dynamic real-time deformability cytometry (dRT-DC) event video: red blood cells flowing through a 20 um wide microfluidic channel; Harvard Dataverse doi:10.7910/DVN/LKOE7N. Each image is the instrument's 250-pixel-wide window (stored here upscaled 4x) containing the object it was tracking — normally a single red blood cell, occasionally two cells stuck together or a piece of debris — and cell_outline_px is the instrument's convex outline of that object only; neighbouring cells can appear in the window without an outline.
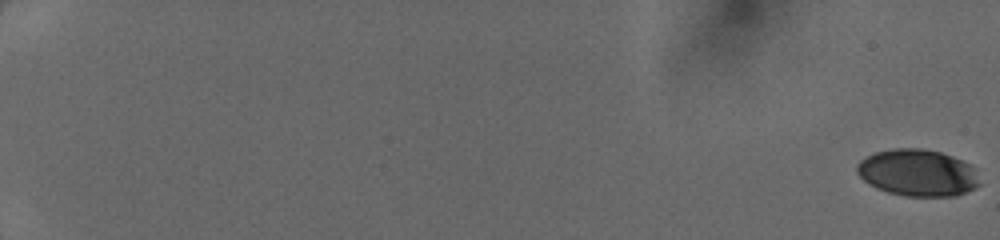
{"species": "human", "species_latin": "Homo sapiens", "temperature_condition": "cold", "stored_images_in_passage": 51, "camera_frame_rate_fps": 3000, "um_per_image_px": 0.085, "donor": {"sex": "female"}, "frame": {"image": 1, "passage_image": 1, "time_ms": 0.0, "image_size_px": [1000, 240], "cell_outline_px": [[980, 184], [976, 188], [956, 196], [904, 196], [888, 192], [876, 188], [868, 184], [856, 172], [856, 164], [860, 160], [876, 152], [892, 148], [920, 148], [940, 152], [952, 156], [976, 168]], "centroid_in_image_um": [78.0, 14.69], "position_along_channel_um": 7.0, "area_um2": 33.64}}
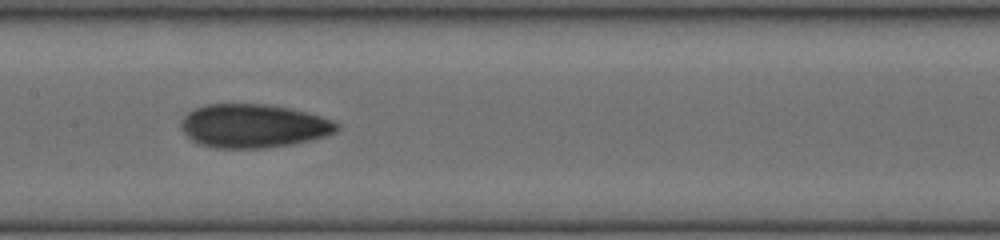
{"frame": {"image": 2, "passage_image": 30, "time_ms": 9.667, "image_size_px": [1000, 240], "cell_outline_px": [[340, 128], [336, 132], [324, 136], [292, 144], [264, 148], [216, 148], [200, 144], [192, 140], [180, 128], [180, 124], [184, 116], [188, 112], [196, 108], [208, 104], [264, 104], [288, 108], [320, 116], [332, 120], [340, 124]], "centroid_in_image_um": [21.53, 10.71], "position_along_channel_um": 185.9, "area_um2": 39.36}}
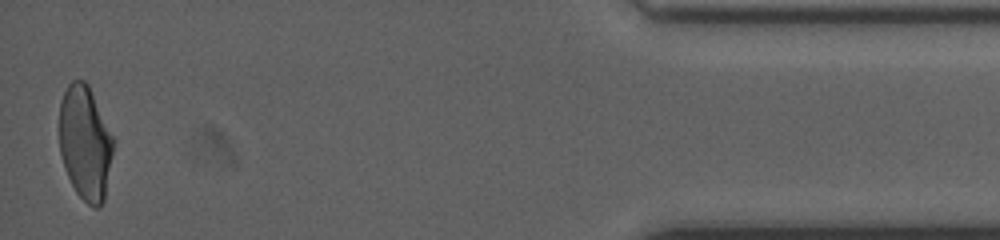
{"frame": {"image": 3, "passage_image": 51, "time_ms": 16.667, "image_size_px": [1000, 240], "cell_outline_px": [[112, 152], [104, 200], [100, 208], [92, 208], [76, 192], [68, 176], [60, 152], [60, 100], [68, 84], [72, 80], [84, 80], [88, 84], [112, 136]], "centroid_in_image_um": [7.22, 12.15], "position_along_channel_um": 428.0, "area_um2": 35.26}}